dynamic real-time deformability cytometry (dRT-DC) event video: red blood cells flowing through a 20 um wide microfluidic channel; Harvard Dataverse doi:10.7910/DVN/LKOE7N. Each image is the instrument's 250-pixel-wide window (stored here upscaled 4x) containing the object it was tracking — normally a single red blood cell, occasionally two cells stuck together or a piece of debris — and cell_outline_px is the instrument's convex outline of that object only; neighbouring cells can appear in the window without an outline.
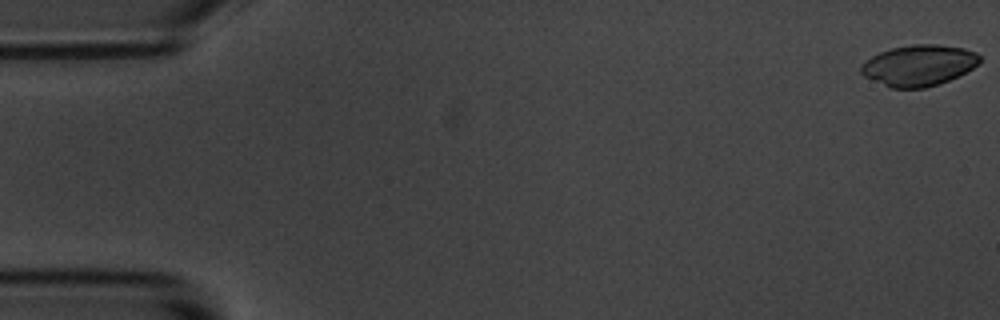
{"species": "common noctule bat (a hibernating species)", "species_latin": "Nyctalus noctula", "temperature_condition": "room temperature", "stored_images_in_passage": 9, "camera_frame_rate_fps": 3000, "um_per_image_px": 0.085, "animal": {"sex": "male", "body_mass_g": 20.1, "forearm_length_mm": 53.5}, "frame": {"image": 1, "passage_image": 1, "time_ms": 0.0, "image_size_px": [1000, 320], "cell_outline_px": [[980, 64], [948, 80], [924, 88], [888, 88], [864, 76], [860, 72], [860, 64], [872, 56], [880, 52], [892, 48], [916, 44], [936, 44], [964, 48], [976, 52], [980, 56]], "centroid_in_image_um": [78.07, 5.55], "position_along_channel_um": 6.9, "area_um2": 28.26}}